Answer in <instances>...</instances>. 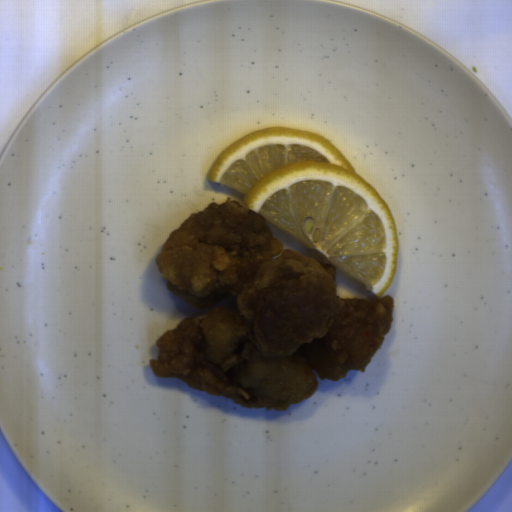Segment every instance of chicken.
I'll use <instances>...</instances> for the list:
<instances>
[{"label": "chicken", "instance_id": "ae283196", "mask_svg": "<svg viewBox=\"0 0 512 512\" xmlns=\"http://www.w3.org/2000/svg\"><path fill=\"white\" fill-rule=\"evenodd\" d=\"M283 249L266 220L227 196L190 214L155 263L167 288L195 308L156 339V376L225 395L248 409L284 411L318 381L365 371L391 332L394 299L341 298L336 266Z\"/></svg>", "mask_w": 512, "mask_h": 512}]
</instances>
